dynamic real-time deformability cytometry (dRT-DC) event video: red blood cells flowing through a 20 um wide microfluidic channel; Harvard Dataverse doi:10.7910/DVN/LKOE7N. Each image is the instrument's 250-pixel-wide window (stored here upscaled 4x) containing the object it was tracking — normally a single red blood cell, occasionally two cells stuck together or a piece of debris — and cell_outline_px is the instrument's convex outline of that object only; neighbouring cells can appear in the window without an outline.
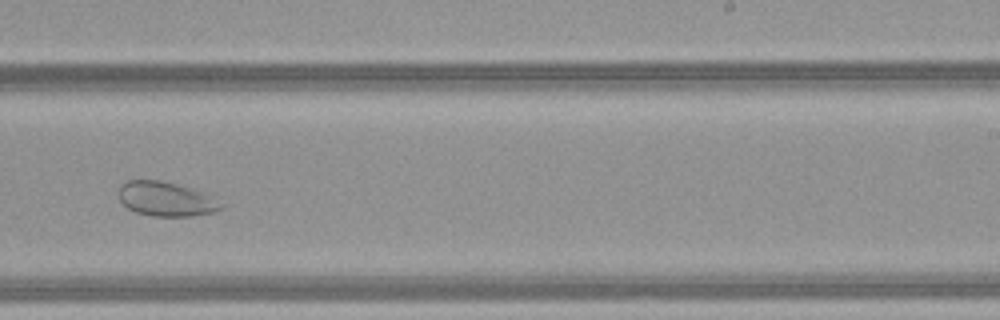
{"species": "common noctule bat (a hibernating species)", "species_latin": "Nyctalus noctula", "temperature_condition": "warm", "stored_images_in_passage": 45, "camera_frame_rate_fps": 3000, "um_per_image_px": 0.085, "animal": {"sex": "female", "body_mass_g": 21.9}, "frame": {"image": 1, "passage_image": 26, "time_ms": 8.333, "image_size_px": [1000, 320], "cell_outline_px": [[228, 204], [224, 208], [212, 212], [192, 216], [152, 216], [136, 212], [128, 208], [120, 200], [116, 192], [120, 184], [128, 180], [160, 180], [176, 184], [200, 192]], "centroid_in_image_um": [14.09, 16.92], "position_along_channel_um": 274.9, "area_um2": 20.58}}